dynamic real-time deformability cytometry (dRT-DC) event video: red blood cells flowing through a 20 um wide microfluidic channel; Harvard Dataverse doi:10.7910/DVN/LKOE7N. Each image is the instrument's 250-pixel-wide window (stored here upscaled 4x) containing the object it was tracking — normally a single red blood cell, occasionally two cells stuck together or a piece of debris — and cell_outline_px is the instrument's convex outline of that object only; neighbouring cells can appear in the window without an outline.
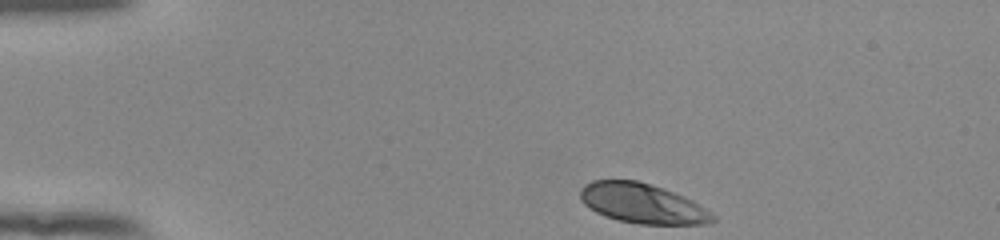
{"species": "human", "species_latin": "Homo sapiens", "temperature_condition": "room temperature", "stored_images_in_passage": 44, "camera_frame_rate_fps": 3000, "um_per_image_px": 0.085, "donor": {"sex": "female"}, "frame": {"image": 1, "passage_image": 1, "time_ms": 0.0, "image_size_px": [1000, 240], "cell_outline_px": [[716, 220], [708, 224], [640, 224], [616, 220], [604, 216], [596, 212], [584, 204], [580, 200], [580, 188], [584, 184], [592, 180], [636, 180], [684, 196], [692, 200], [716, 216]], "centroid_in_image_um": [54.57, 17.3], "position_along_channel_um": 30.4, "area_um2": 30.69}}
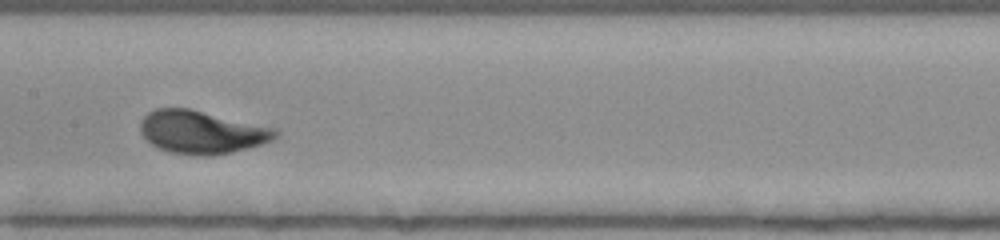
{"frame": {"image": 2, "passage_image": 19, "time_ms": 6.0, "image_size_px": [1000, 240], "cell_outline_px": [[280, 132], [272, 140], [248, 148], [232, 152], [208, 156], [200, 156], [168, 152], [152, 144], [140, 132], [140, 120], [148, 112], [156, 108], [188, 108], [276, 128]], "centroid_in_image_um": [17.13, 11.23], "position_along_channel_um": 190.3, "area_um2": 33.76}}
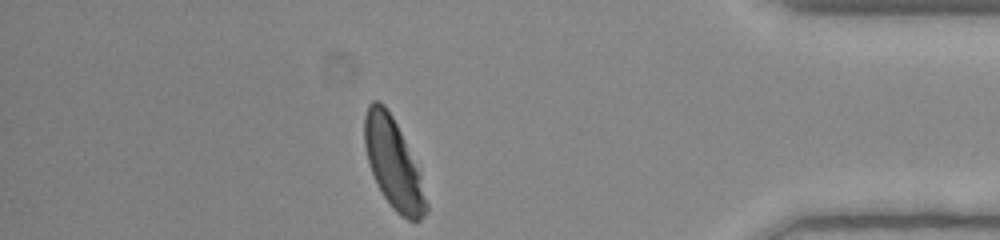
{"frame": {"image": 3, "passage_image": 38, "time_ms": 12.333, "image_size_px": [1000, 240], "cell_outline_px": [[428, 212], [420, 220], [408, 220], [400, 216], [392, 208], [384, 196], [372, 172], [368, 160], [364, 144], [364, 116], [368, 104], [372, 100], [376, 100], [384, 104], [392, 116], [404, 140], [420, 176], [428, 204]], "centroid_in_image_um": [33.42, 13.91], "position_along_channel_um": 401.8, "area_um2": 31.62}, "authors_computed_cell_mechanics": {"area_um2": 32.5125, "velocity_mm_per_s": 3.8504, "shape_relaxation_time_tau1_ms": 1.9843, "shape_relaxation_time_tau2_ms": null, "deformation_change_tau1": 0.1456, "deformation_change_tau2": null}}